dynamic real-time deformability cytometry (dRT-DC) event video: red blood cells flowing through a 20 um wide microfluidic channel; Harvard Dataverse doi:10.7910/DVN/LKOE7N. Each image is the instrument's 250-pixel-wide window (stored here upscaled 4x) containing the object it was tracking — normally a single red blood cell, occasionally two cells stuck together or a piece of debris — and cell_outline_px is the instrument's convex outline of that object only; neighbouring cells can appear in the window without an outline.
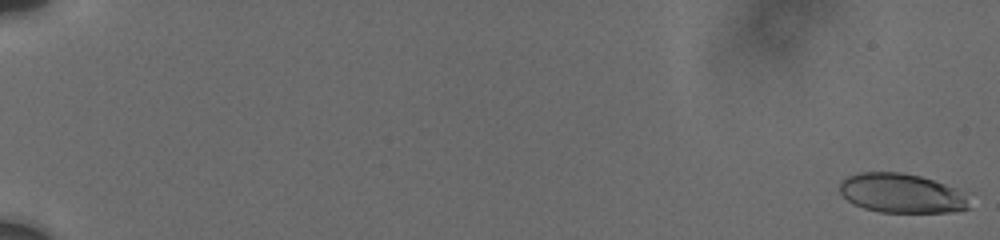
{"species": "human", "species_latin": "Homo sapiens", "temperature_condition": "cold", "stored_images_in_passage": 57, "camera_frame_rate_fps": 3000, "um_per_image_px": 0.085, "donor": {"sex": "male"}, "frame": {"image": 1, "passage_image": 2, "time_ms": 0.333, "image_size_px": [1000, 240], "cell_outline_px": [[968, 208], [948, 212], [880, 212], [864, 208], [848, 200], [840, 192], [840, 180], [848, 176], [860, 172], [900, 172], [920, 176], [944, 184], [952, 188], [964, 200]], "centroid_in_image_um": [76.49, 16.41], "position_along_channel_um": 8.5, "area_um2": 28.78}}
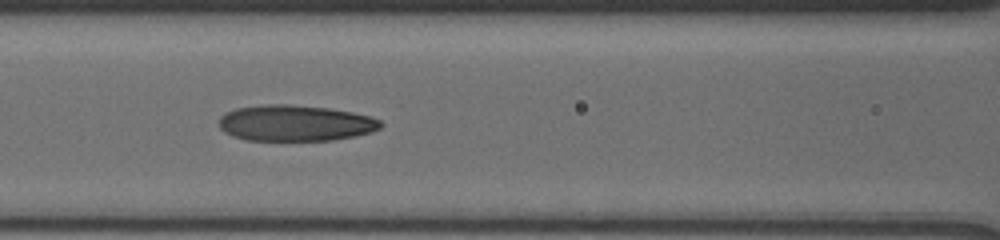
{"frame": {"image": 2, "passage_image": 37, "time_ms": 9.667, "image_size_px": [1000, 240], "cell_outline_px": [[384, 124], [380, 128], [372, 132], [356, 136], [332, 140], [244, 140], [232, 136], [224, 132], [220, 128], [220, 116], [224, 112], [236, 108], [264, 104], [288, 104], [328, 108], [352, 112], [368, 116], [380, 120]], "centroid_in_image_um": [25.08, 10.46], "position_along_channel_um": 141.5, "area_um2": 34.1}}
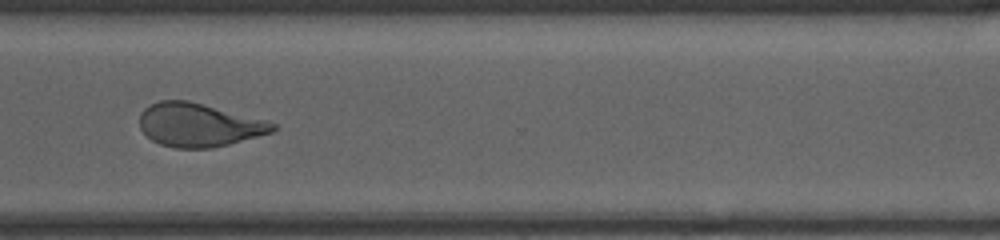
{"frame": {"image": 3, "passage_image": 56, "time_ms": 15.333, "image_size_px": [1000, 240], "cell_outline_px": [[276, 128], [272, 132], [228, 144], [212, 148], [176, 148], [160, 144], [152, 140], [140, 128], [140, 112], [144, 108], [160, 100], [188, 100], [268, 120], [276, 124]], "centroid_in_image_um": [16.9, 10.61], "position_along_channel_um": 353.7, "area_um2": 33.64}}